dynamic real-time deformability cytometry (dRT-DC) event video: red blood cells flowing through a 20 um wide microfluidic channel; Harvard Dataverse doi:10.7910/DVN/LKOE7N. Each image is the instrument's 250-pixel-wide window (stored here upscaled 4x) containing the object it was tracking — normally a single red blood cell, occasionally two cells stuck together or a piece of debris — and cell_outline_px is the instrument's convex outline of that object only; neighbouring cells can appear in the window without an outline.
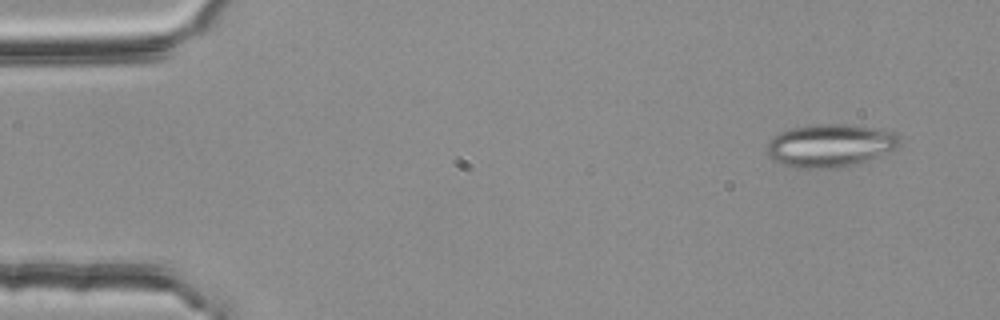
{"species": "common noctule bat (a hibernating species)", "species_latin": "Nyctalus noctula", "temperature_condition": "room temperature", "stored_images_in_passage": 11, "camera_frame_rate_fps": 3000, "um_per_image_px": 0.085, "animal": {"sex": "female", "body_mass_g": 25.1}, "frame": {"image": 1, "passage_image": 2, "time_ms": 0.333, "image_size_px": [1000, 320], "cell_outline_px": [[900, 144], [896, 148], [856, 164], [836, 168], [796, 168], [772, 160], [768, 156], [768, 140], [780, 132], [792, 128], [824, 124], [848, 124], [876, 128], [892, 132], [900, 136]], "centroid_in_image_um": [70.55, 12.37], "position_along_channel_um": 14.5, "area_um2": 32.89}}